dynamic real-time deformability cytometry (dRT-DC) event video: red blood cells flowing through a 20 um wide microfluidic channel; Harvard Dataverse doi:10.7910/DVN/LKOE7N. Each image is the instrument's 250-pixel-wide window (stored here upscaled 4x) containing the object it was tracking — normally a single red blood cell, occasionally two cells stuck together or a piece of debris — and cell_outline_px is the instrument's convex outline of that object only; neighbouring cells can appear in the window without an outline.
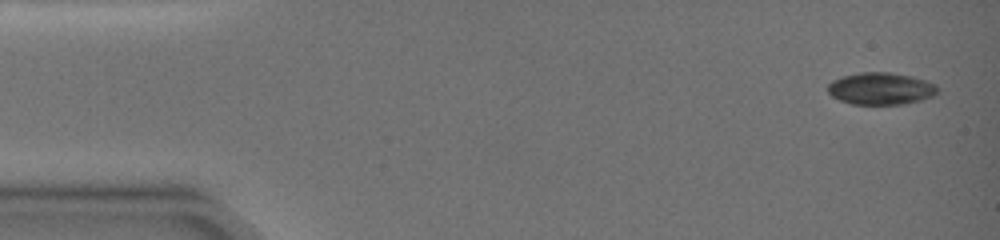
{"species": "common noctule bat (a hibernating species)", "species_latin": "Nyctalus noctula", "temperature_condition": "warm", "stored_images_in_passage": 4, "camera_frame_rate_fps": 3000, "um_per_image_px": 0.085, "animal": {"sex": "female", "body_mass_g": 19.0, "forearm_length_mm": 51.5}, "frame": {"image": 1, "passage_image": 1, "time_ms": 0.0, "image_size_px": [1000, 240], "cell_outline_px": [[940, 88], [932, 96], [920, 100], [900, 104], [852, 104], [840, 100], [832, 96], [828, 92], [828, 84], [832, 80], [844, 76], [860, 72], [892, 72], [912, 76], [936, 84]], "centroid_in_image_um": [74.87, 7.52], "position_along_channel_um": 10.1, "area_um2": 20.46}}